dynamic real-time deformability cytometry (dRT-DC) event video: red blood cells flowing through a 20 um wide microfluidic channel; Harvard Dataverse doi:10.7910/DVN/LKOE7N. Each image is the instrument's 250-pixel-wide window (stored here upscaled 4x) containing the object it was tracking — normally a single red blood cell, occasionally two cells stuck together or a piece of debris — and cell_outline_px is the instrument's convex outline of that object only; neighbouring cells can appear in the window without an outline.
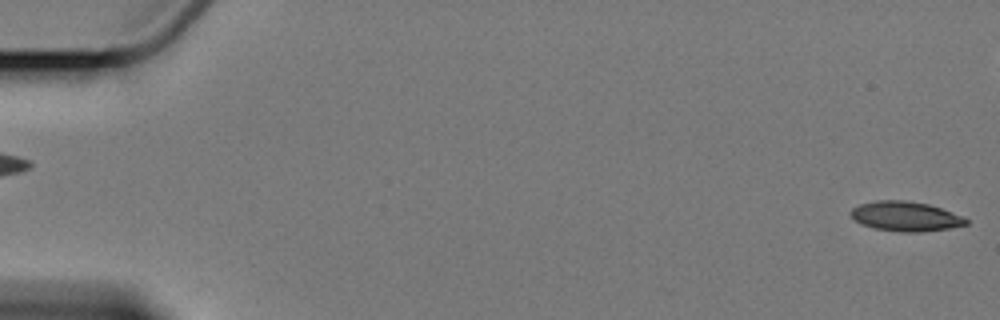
{"species": "Egyptian fruit bat (a non-hibernating species)", "species_latin": "Rousettus aegyptiacus", "temperature_condition": "cold", "stored_images_in_passage": 4, "segment_of_instrument_passage": [2, 2], "camera_frame_rate_fps": 3000, "um_per_image_px": 0.085, "animal": {"sex": "female"}, "frame": {"image": 1, "passage_image": 4, "time_ms": 3.333, "image_size_px": [1000, 320], "cell_outline_px": [[968, 224], [948, 228], [920, 232], [900, 232], [872, 228], [860, 224], [848, 212], [852, 208], [860, 204], [876, 200], [904, 200], [928, 204], [964, 216], [968, 220]], "centroid_in_image_um": [76.95, 18.39], "position_along_channel_um": 8.1, "area_um2": 20.0}}